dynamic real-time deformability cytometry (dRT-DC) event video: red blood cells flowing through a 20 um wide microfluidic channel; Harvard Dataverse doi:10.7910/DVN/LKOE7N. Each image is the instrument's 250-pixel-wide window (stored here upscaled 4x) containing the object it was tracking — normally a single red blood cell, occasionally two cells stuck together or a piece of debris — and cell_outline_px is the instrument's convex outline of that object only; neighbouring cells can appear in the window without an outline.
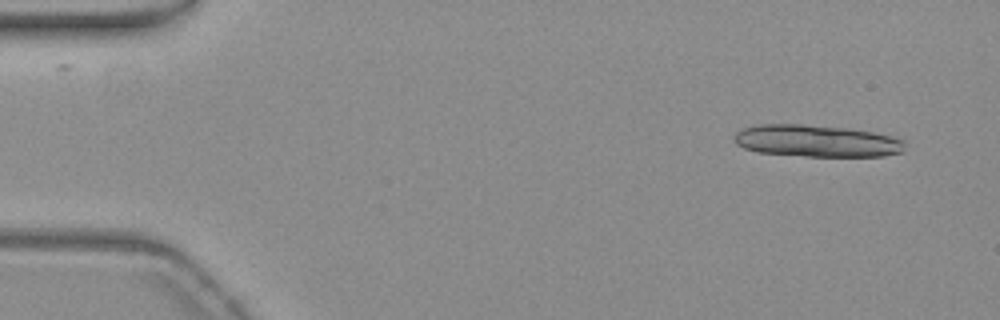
{"species": "common noctule bat (a hibernating species)", "species_latin": "Nyctalus noctula", "temperature_condition": "warm", "stored_images_in_passage": 16, "camera_frame_rate_fps": 3000, "um_per_image_px": 0.085, "animal": {"sex": "female", "body_mass_g": 19.3, "forearm_length_mm": 54.1}, "frame": {"image": 1, "passage_image": 4, "time_ms": 1.0, "image_size_px": [1000, 320], "cell_outline_px": [[904, 152], [884, 156], [804, 156], [756, 152], [744, 148], [736, 144], [732, 140], [732, 136], [736, 132], [744, 128], [760, 124], [800, 124], [848, 128], [872, 132], [892, 136], [904, 140]], "centroid_in_image_um": [69.39, 11.98], "position_along_channel_um": 15.6, "area_um2": 32.02}}